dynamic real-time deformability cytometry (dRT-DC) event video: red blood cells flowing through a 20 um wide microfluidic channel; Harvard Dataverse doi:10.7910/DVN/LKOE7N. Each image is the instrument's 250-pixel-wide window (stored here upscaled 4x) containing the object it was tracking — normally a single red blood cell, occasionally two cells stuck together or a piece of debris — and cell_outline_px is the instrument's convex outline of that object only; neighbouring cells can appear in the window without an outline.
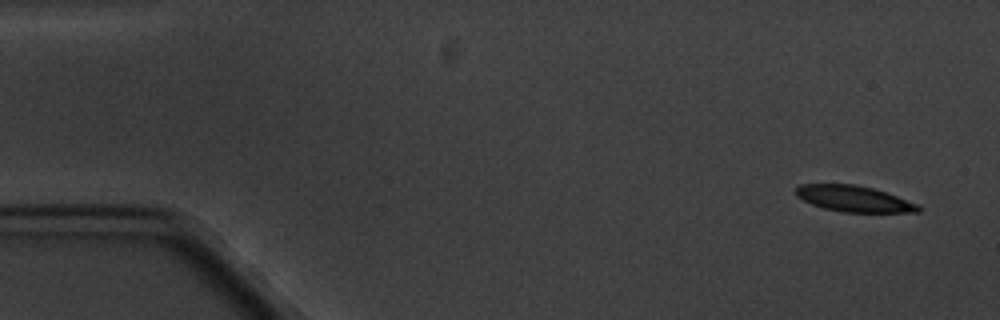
{"species": "common noctule bat (a hibernating species)", "species_latin": "Nyctalus noctula", "temperature_condition": "cold", "stored_images_in_passage": 4, "camera_frame_rate_fps": 3000, "um_per_image_px": 0.085, "animal": {"sex": "male", "body_mass_g": 20.1, "forearm_length_mm": 53.5}, "frame": {"image": 1, "passage_image": 1, "time_ms": 0.0, "image_size_px": [1000, 320], "cell_outline_px": [[920, 212], [840, 212], [824, 208], [812, 204], [796, 196], [796, 188], [800, 184], [856, 184], [872, 188], [920, 204]], "centroid_in_image_um": [72.59, 16.89], "position_along_channel_um": 12.4, "area_um2": 18.5}}
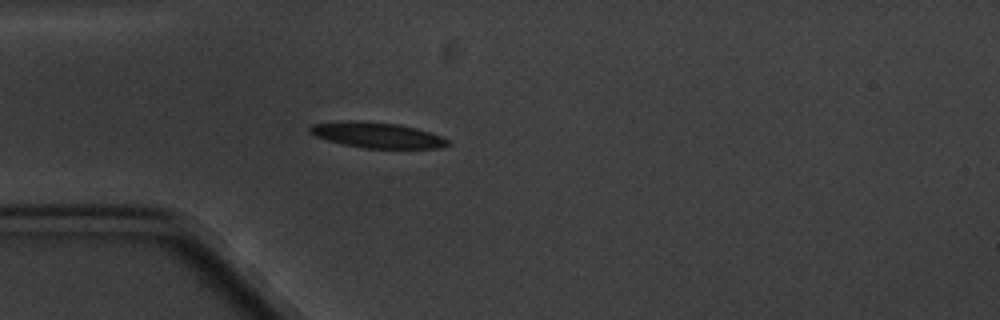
{"frame": {"image": 2, "passage_image": 4, "time_ms": 4.333, "image_size_px": [1000, 320], "cell_outline_px": [[452, 144], [440, 148], [364, 148], [344, 144], [328, 140], [316, 136], [308, 132], [308, 128], [312, 124], [348, 120], [356, 120], [400, 124], [416, 128], [440, 136], [448, 140]], "centroid_in_image_um": [32.04, 11.48], "position_along_channel_um": 53.0, "area_um2": 20.52}}